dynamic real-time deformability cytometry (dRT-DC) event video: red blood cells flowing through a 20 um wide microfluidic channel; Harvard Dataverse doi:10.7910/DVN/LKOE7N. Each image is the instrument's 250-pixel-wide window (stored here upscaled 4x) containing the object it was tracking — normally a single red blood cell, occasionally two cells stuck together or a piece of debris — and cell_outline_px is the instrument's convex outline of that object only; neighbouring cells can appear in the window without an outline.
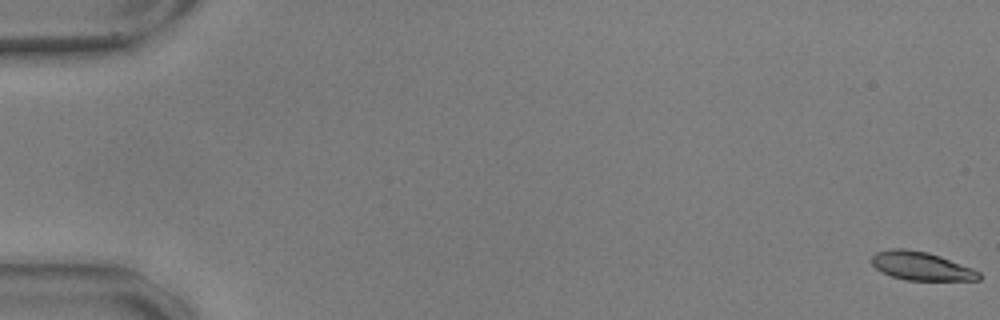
{"species": "common noctule bat (a hibernating species)", "species_latin": "Nyctalus noctula", "temperature_condition": "warm", "stored_images_in_passage": 58, "camera_frame_rate_fps": 3000, "um_per_image_px": 0.085, "animal": {"sex": "male", "body_mass_g": 17.9, "forearm_length_mm": 54.2}, "frame": {"image": 1, "passage_image": 1, "time_ms": 0.0, "image_size_px": [1000, 320], "cell_outline_px": [[980, 280], [904, 280], [880, 272], [872, 264], [872, 256], [876, 252], [892, 248], [904, 248], [928, 252], [940, 256], [972, 268], [980, 272]], "centroid_in_image_um": [78.28, 22.61], "position_along_channel_um": 6.7, "area_um2": 17.8}}
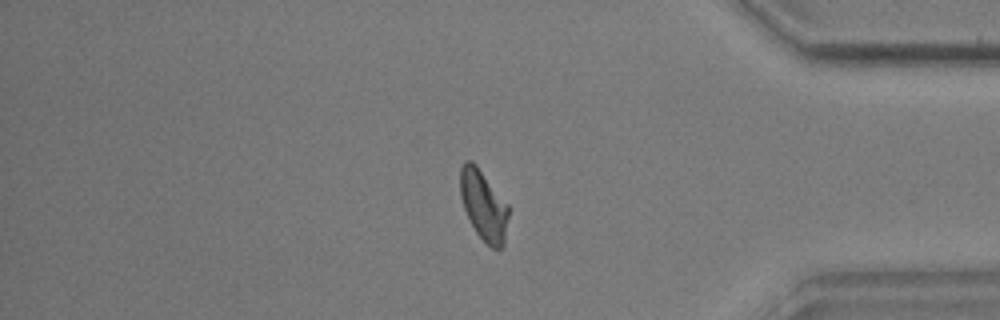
{"frame": {"image": 2, "passage_image": 49, "time_ms": 16.0, "image_size_px": [1000, 320], "cell_outline_px": [[508, 216], [504, 244], [500, 248], [492, 248], [476, 232], [464, 208], [460, 196], [460, 168], [464, 160], [472, 160], [476, 164], [508, 204]], "centroid_in_image_um": [41.09, 17.41], "position_along_channel_um": 394.1, "area_um2": 19.54}}
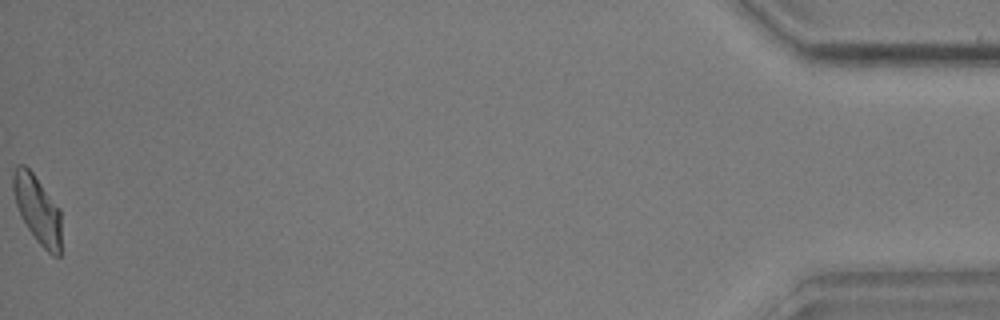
{"frame": {"image": 3, "passage_image": 58, "time_ms": 19.0, "image_size_px": [1000, 320], "cell_outline_px": [[60, 256], [52, 256], [36, 240], [20, 216], [16, 204], [12, 188], [12, 176], [16, 164], [24, 164], [32, 172], [60, 208]], "centroid_in_image_um": [3.16, 17.78], "position_along_channel_um": 432.0, "area_um2": 19.02}, "authors_computed_cell_mechanics": {"area_um2": 19.4208, "velocity_mm_per_s": 3.5816, "shape_relaxation_time_tau1_ms": 5.6851, "shape_relaxation_time_tau2_ms": 2.5365, "deformation_change_tau1": 0.1728, "deformation_change_tau2": 0.1006}}